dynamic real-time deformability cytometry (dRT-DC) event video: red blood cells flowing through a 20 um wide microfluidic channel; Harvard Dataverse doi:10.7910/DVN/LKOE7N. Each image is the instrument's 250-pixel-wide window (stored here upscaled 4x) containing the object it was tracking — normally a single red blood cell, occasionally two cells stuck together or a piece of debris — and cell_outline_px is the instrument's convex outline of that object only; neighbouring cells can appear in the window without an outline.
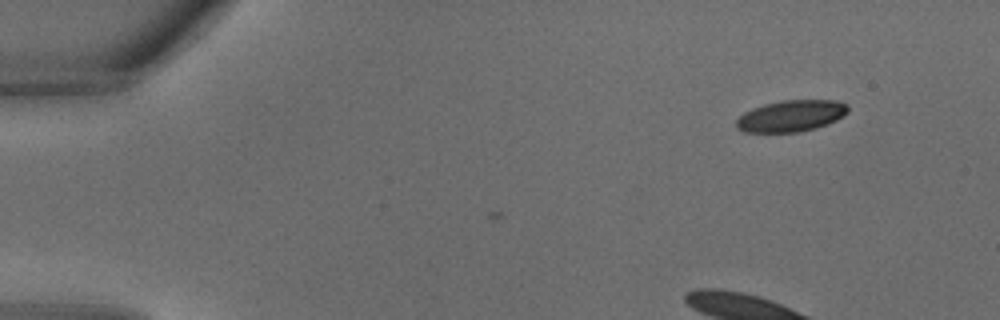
{"species": "common noctule bat (a hibernating species)", "species_latin": "Nyctalus noctula", "temperature_condition": "warm", "stored_images_in_passage": 2, "camera_frame_rate_fps": 3000, "um_per_image_px": 0.085, "animal": {"sex": "male", "body_mass_g": 18.8}, "frame": {"image": 1, "passage_image": 2, "time_ms": 0.333, "image_size_px": [1000, 320], "cell_outline_px": [[848, 112], [844, 116], [828, 124], [816, 128], [800, 132], [744, 132], [736, 128], [736, 120], [744, 112], [752, 108], [764, 104], [780, 100], [836, 100], [848, 104]], "centroid_in_image_um": [67.25, 9.85], "position_along_channel_um": 17.7, "area_um2": 20.69}}